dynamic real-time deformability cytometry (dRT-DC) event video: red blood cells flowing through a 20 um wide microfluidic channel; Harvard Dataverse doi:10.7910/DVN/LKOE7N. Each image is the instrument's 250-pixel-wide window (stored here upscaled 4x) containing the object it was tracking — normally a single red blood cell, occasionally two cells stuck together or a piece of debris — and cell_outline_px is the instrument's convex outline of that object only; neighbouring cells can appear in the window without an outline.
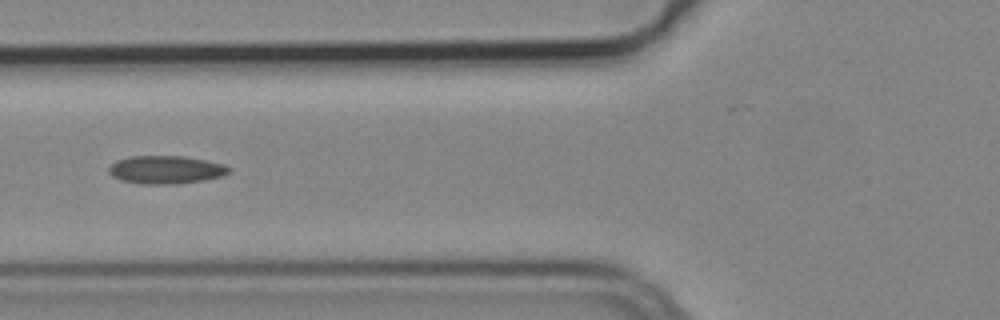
{"species": "common noctule bat (a hibernating species)", "species_latin": "Nyctalus noctula", "temperature_condition": "cold", "stored_images_in_passage": 11, "camera_frame_rate_fps": 3000, "um_per_image_px": 0.085, "animal": {"sex": "male", "body_mass_g": 19.2, "forearm_length_mm": 51.8}, "frame": {"image": 1, "passage_image": 7, "time_ms": 2.0, "image_size_px": [1000, 320], "cell_outline_px": [[232, 168], [228, 172], [220, 176], [204, 180], [172, 184], [144, 184], [120, 180], [112, 176], [108, 172], [108, 168], [116, 160], [128, 156], [184, 156], [224, 164]], "centroid_in_image_um": [14.06, 14.42], "position_along_channel_um": 111.7, "area_um2": 19.59}}